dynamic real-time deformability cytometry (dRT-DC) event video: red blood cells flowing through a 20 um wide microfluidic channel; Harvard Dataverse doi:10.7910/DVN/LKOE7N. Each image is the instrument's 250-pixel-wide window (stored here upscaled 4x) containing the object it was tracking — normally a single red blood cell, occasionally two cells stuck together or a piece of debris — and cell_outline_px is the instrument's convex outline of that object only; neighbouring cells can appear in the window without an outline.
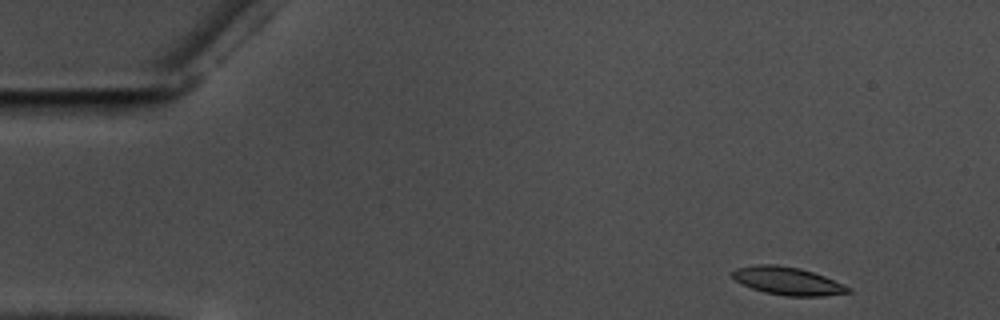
{"species": "common noctule bat (a hibernating species)", "species_latin": "Nyctalus noctula", "temperature_condition": "warm", "stored_images_in_passage": 11, "camera_frame_rate_fps": 3000, "um_per_image_px": 0.085, "animal": {"sex": "male", "body_mass_g": 17.5, "forearm_length_mm": 52.3}, "frame": {"image": 1, "passage_image": 1, "time_ms": 0.0, "image_size_px": [1000, 320], "cell_outline_px": [[852, 292], [824, 296], [784, 296], [764, 292], [740, 284], [732, 276], [732, 272], [736, 268], [756, 264], [776, 264], [800, 268], [824, 276], [852, 288]], "centroid_in_image_um": [66.95, 23.88], "position_along_channel_um": 18.1, "area_um2": 18.9}}